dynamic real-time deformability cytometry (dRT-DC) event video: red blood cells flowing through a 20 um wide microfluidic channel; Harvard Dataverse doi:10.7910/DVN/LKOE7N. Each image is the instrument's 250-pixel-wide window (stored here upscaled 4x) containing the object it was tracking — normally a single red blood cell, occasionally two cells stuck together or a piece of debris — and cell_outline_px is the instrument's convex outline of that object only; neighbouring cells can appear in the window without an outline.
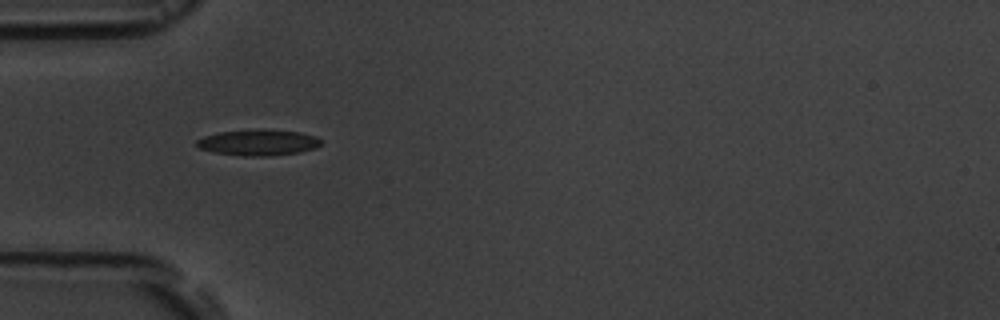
{"species": "common noctule bat (a hibernating species)", "species_latin": "Nyctalus noctula", "temperature_condition": "room temperature", "stored_images_in_passage": 2, "camera_frame_rate_fps": 3000, "um_per_image_px": 0.085, "animal": {"sex": "male", "body_mass_g": 19.5, "forearm_length_mm": 54.6}, "frame": {"image": 1, "passage_image": 1, "time_ms": 0.0, "image_size_px": [1000, 320], "cell_outline_px": [[320, 144], [316, 148], [300, 152], [268, 156], [244, 156], [212, 152], [200, 148], [196, 144], [196, 140], [204, 136], [220, 132], [264, 128], [300, 132], [316, 136], [320, 140]], "centroid_in_image_um": [21.96, 12.1], "position_along_channel_um": 63.0, "area_um2": 18.96}}
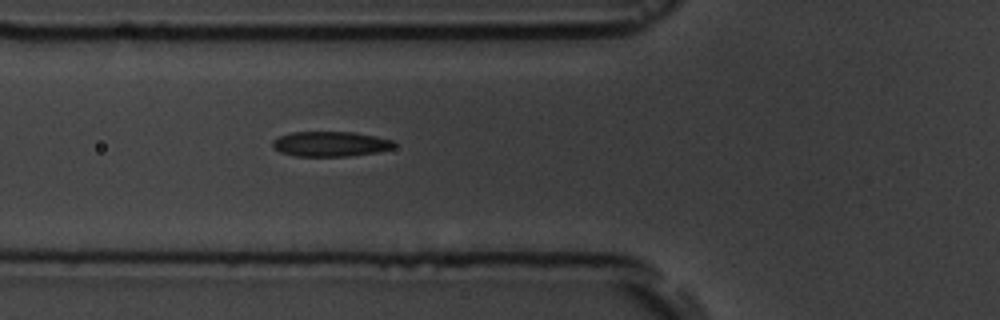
{"frame": {"image": 2, "passage_image": 2, "time_ms": 1.0, "image_size_px": [1000, 320], "cell_outline_px": [[396, 144], [392, 148], [376, 152], [348, 156], [296, 156], [280, 152], [272, 148], [272, 140], [280, 136], [292, 132], [352, 132], [376, 136], [392, 140]], "centroid_in_image_um": [28.05, 12.23], "position_along_channel_um": 97.7, "area_um2": 17.69}}